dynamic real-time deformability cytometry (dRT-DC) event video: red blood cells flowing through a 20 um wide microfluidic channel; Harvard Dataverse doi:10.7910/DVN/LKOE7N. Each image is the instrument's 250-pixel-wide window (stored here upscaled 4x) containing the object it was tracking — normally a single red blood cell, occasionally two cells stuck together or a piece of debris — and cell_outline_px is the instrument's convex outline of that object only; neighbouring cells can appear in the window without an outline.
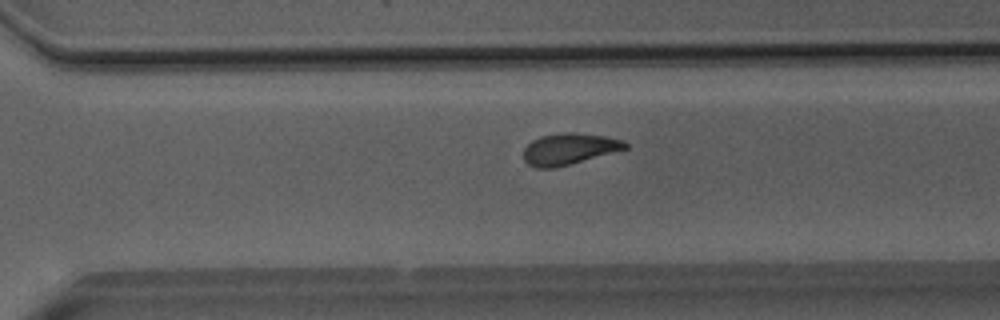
{"species": "Egyptian fruit bat (a non-hibernating species)", "species_latin": "Rousettus aegyptiacus", "temperature_condition": "room temperature", "stored_images_in_passage": 34, "camera_frame_rate_fps": 3000, "um_per_image_px": 0.085, "animal": {"sex": "male"}, "frame": {"image": 1, "passage_image": 19, "time_ms": 6.0, "image_size_px": [1000, 320], "cell_outline_px": [[628, 148], [556, 168], [536, 168], [528, 164], [524, 160], [524, 148], [532, 140], [540, 136], [564, 132], [568, 132], [604, 136], [624, 140], [628, 144]], "centroid_in_image_um": [48.36, 12.66], "position_along_channel_um": 322.2, "area_um2": 18.5}}
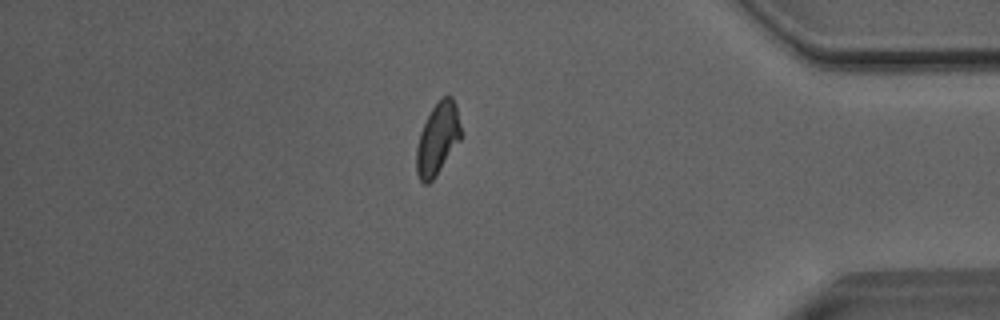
{"frame": {"image": 2, "passage_image": 27, "time_ms": 8.667, "image_size_px": [1000, 320], "cell_outline_px": [[460, 140], [436, 176], [428, 184], [424, 184], [420, 180], [416, 172], [416, 148], [420, 132], [432, 108], [448, 92], [452, 96], [456, 104], [460, 124]], "centroid_in_image_um": [37.19, 11.8], "position_along_channel_um": 398.0, "area_um2": 18.55}}
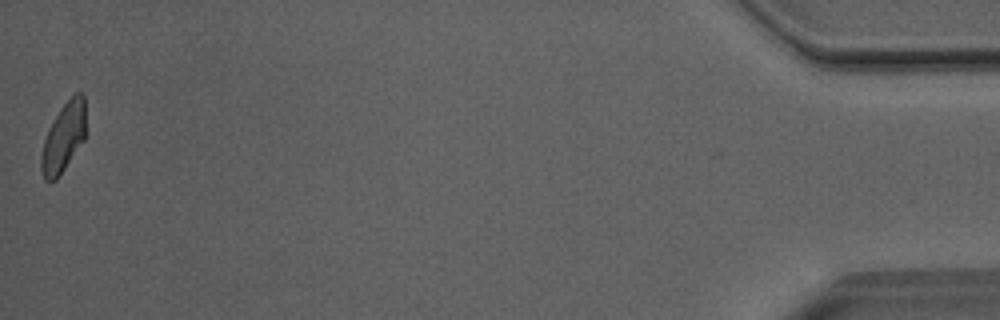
{"frame": {"image": 3, "passage_image": 34, "time_ms": 11.0, "image_size_px": [1000, 320], "cell_outline_px": [[84, 140], [56, 180], [44, 180], [40, 168], [40, 156], [44, 140], [48, 128], [60, 108], [76, 92], [80, 92], [84, 96]], "centroid_in_image_um": [5.37, 11.7], "position_along_channel_um": 429.8, "area_um2": 17.69}}